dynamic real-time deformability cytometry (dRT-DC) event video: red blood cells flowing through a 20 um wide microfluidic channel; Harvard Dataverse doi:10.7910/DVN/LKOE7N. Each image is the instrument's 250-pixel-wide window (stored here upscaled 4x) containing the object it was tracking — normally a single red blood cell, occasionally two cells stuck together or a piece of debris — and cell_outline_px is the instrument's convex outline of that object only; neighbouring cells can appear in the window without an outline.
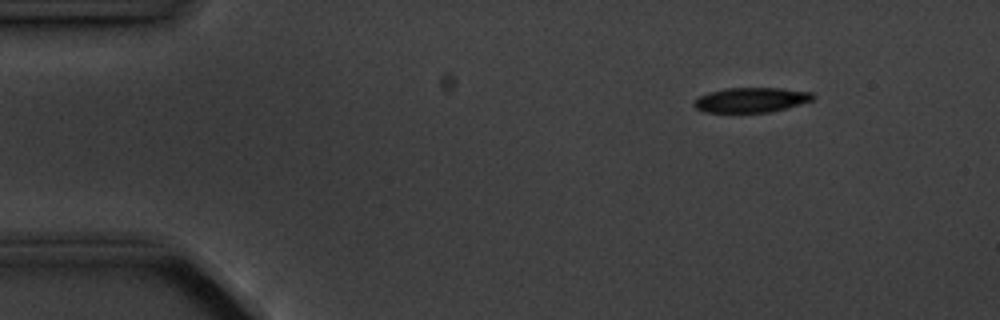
{"species": "common noctule bat (a hibernating species)", "species_latin": "Nyctalus noctula", "temperature_condition": "cold", "stored_images_in_passage": 4, "camera_frame_rate_fps": 3000, "um_per_image_px": 0.085, "animal": {"sex": "male", "body_mass_g": 20.1, "forearm_length_mm": 53.5}, "frame": {"image": 1, "passage_image": 2, "time_ms": 2.0, "image_size_px": [1000, 320], "cell_outline_px": [[816, 96], [812, 100], [784, 108], [768, 112], [704, 112], [696, 108], [692, 104], [700, 96], [708, 92], [724, 88], [780, 88], [812, 92]], "centroid_in_image_um": [63.83, 8.48], "position_along_channel_um": 21.2, "area_um2": 17.05}}